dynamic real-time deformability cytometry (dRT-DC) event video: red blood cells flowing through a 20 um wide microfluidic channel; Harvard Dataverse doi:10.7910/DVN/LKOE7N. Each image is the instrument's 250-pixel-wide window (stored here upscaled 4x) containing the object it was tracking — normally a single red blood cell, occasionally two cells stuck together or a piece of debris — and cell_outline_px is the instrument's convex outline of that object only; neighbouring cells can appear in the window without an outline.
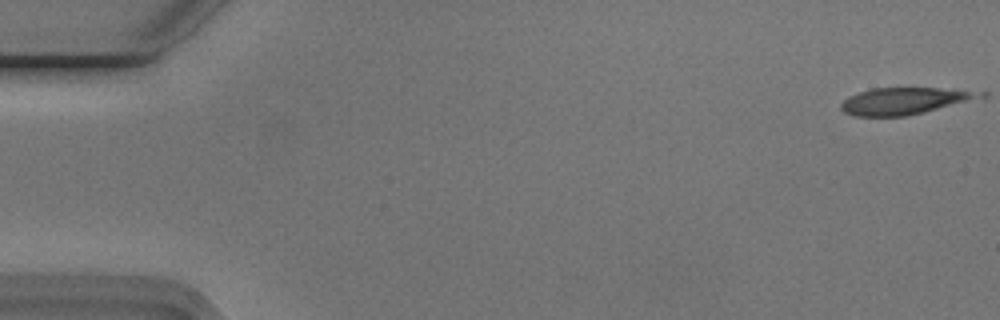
{"species": "Egyptian fruit bat (a non-hibernating species)", "species_latin": "Rousettus aegyptiacus", "temperature_condition": "cold", "stored_images_in_passage": 5, "camera_frame_rate_fps": 3000, "um_per_image_px": 0.085, "animal": {"sex": "male"}, "frame": {"image": 1, "passage_image": 1, "time_ms": 0.0, "image_size_px": [1000, 320], "cell_outline_px": [[972, 96], [964, 100], [924, 112], [908, 116], [856, 116], [844, 112], [840, 108], [840, 104], [848, 96], [872, 88], [956, 88], [968, 92]], "centroid_in_image_um": [76.55, 8.59], "position_along_channel_um": 8.5, "area_um2": 20.46}}